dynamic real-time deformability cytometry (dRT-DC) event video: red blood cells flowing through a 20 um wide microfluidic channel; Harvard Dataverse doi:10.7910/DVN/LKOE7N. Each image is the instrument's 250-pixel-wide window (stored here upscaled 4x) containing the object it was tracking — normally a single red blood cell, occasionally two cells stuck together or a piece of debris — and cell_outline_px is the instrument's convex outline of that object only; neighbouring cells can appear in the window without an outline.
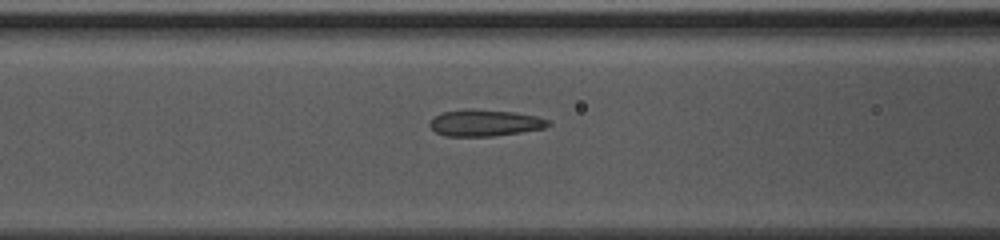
{"species": "common noctule bat (a hibernating species)", "species_latin": "Nyctalus noctula", "temperature_condition": "warm", "stored_images_in_passage": 37, "camera_frame_rate_fps": 3000, "um_per_image_px": 0.085, "animal": {"sex": "female", "body_mass_g": 10.0, "forearm_length_mm": 53.1}, "frame": {"image": 1, "passage_image": 9, "time_ms": 2.667, "image_size_px": [1000, 240], "cell_outline_px": [[552, 124], [544, 128], [520, 132], [492, 136], [444, 136], [436, 132], [428, 124], [436, 116], [444, 112], [464, 108], [472, 108], [516, 112], [536, 116], [548, 120]], "centroid_in_image_um": [41.22, 10.43], "position_along_channel_um": 125.4, "area_um2": 18.38}}
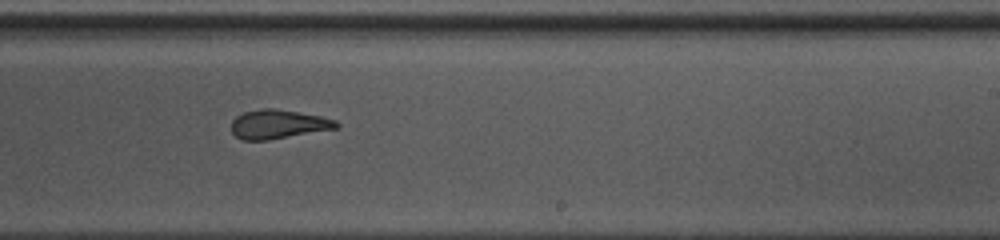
{"frame": {"image": 2, "passage_image": 19, "time_ms": 6.0, "image_size_px": [1000, 240], "cell_outline_px": [[340, 128], [268, 140], [244, 140], [236, 136], [232, 132], [232, 120], [236, 116], [244, 112], [260, 108], [276, 108], [320, 116], [336, 120], [340, 124]], "centroid_in_image_um": [23.67, 10.55], "position_along_channel_um": 265.3, "area_um2": 17.86}}
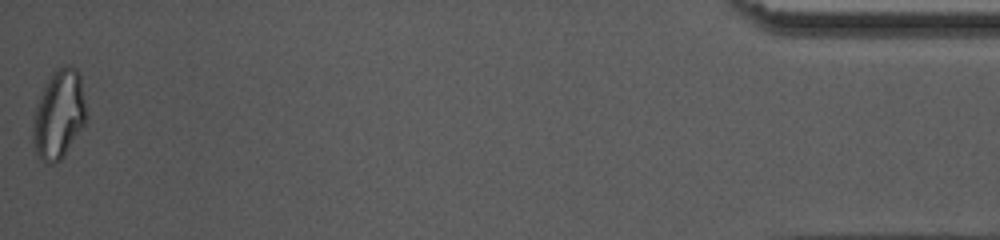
{"frame": {"image": 3, "passage_image": 37, "time_ms": 12.0, "image_size_px": [1000, 240], "cell_outline_px": [[88, 116], [84, 124], [64, 156], [60, 160], [52, 164], [44, 164], [36, 156], [32, 144], [32, 120], [40, 96], [52, 72], [68, 64], [72, 64], [80, 72]], "centroid_in_image_um": [5.0, 9.76], "position_along_channel_um": 430.2, "area_um2": 28.09}, "authors_computed_cell_mechanics": {"area_um2": 18.9006, "velocity_mm_per_s": 4.1991, "shape_relaxation_time_tau1_ms": 4.1638, "shape_relaxation_time_tau2_ms": 1.4291, "deformation_change_tau1": 0.1223, "deformation_change_tau2": 0.0986}}